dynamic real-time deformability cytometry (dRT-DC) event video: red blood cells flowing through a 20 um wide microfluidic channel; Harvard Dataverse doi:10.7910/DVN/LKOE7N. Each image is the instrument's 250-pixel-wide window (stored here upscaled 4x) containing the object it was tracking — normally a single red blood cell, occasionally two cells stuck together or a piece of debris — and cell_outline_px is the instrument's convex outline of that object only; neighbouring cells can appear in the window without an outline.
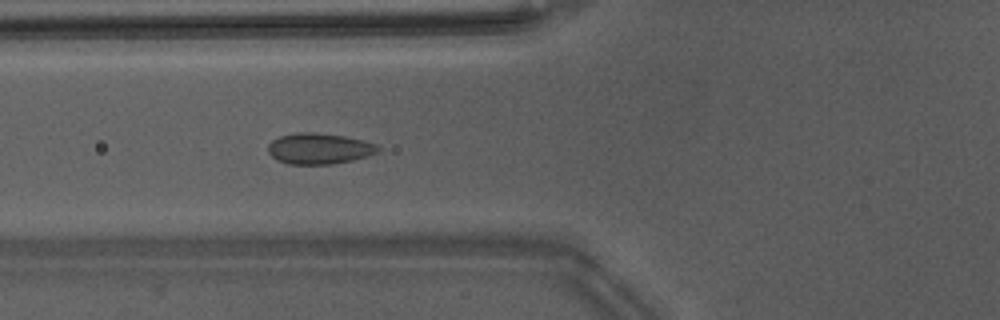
{"species": "Egyptian fruit bat (a non-hibernating species)", "species_latin": "Rousettus aegyptiacus", "temperature_condition": "warm", "stored_images_in_passage": 51, "camera_frame_rate_fps": 3000, "um_per_image_px": 0.085, "animal": {"sex": "male"}, "frame": {"image": 1, "passage_image": 22, "time_ms": 7.0, "image_size_px": [1000, 320], "cell_outline_px": [[384, 148], [368, 156], [352, 160], [332, 164], [288, 164], [276, 160], [268, 152], [268, 144], [272, 140], [280, 136], [296, 132], [312, 132], [344, 136], [364, 140], [376, 144]], "centroid_in_image_um": [27.13, 12.63], "position_along_channel_um": 98.7, "area_um2": 19.94}}
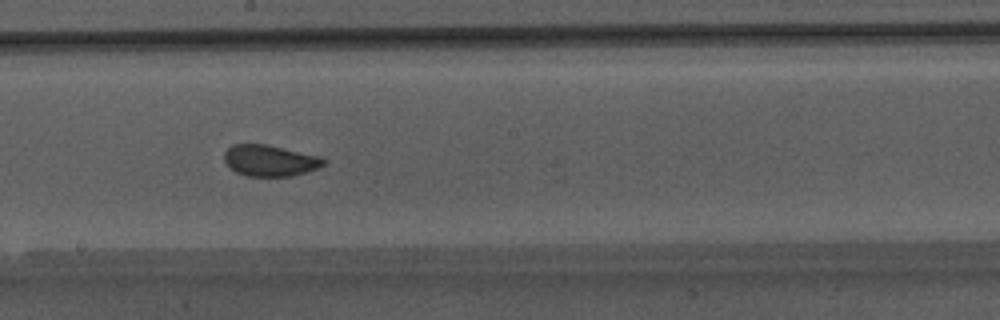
{"frame": {"image": 2, "passage_image": 31, "time_ms": 10.0, "image_size_px": [1000, 320], "cell_outline_px": [[328, 160], [320, 168], [292, 176], [248, 176], [236, 172], [224, 160], [224, 152], [232, 144], [268, 144], [320, 156]], "centroid_in_image_um": [22.98, 13.64], "position_along_channel_um": 225.2, "area_um2": 18.21}}
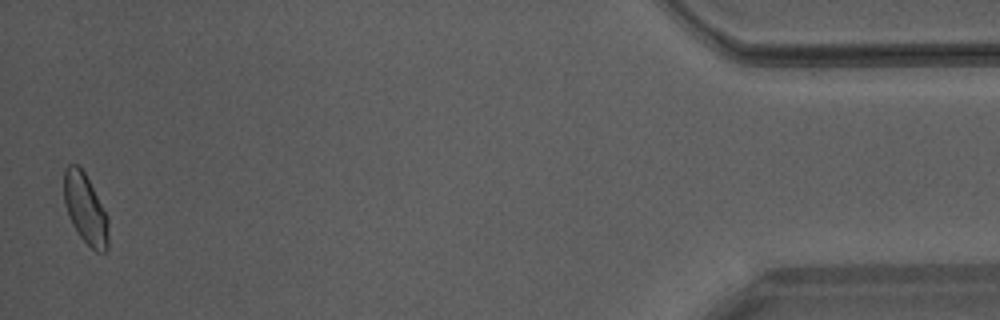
{"frame": {"image": 3, "passage_image": 51, "time_ms": 16.667, "image_size_px": [1000, 320], "cell_outline_px": [[108, 248], [104, 252], [96, 252], [80, 236], [72, 224], [68, 216], [64, 204], [64, 168], [68, 164], [76, 164], [84, 172], [108, 216]], "centroid_in_image_um": [7.25, 17.75], "position_along_channel_um": 428.0, "area_um2": 18.09}, "authors_computed_cell_mechanics": {"area_um2": 18.9584, "velocity_mm_per_s": 4.2184, "shape_relaxation_time_tau1_ms": 4.3711, "shape_relaxation_time_tau2_ms": null, "deformation_change_tau1": 0.0986, "deformation_change_tau2": null}}